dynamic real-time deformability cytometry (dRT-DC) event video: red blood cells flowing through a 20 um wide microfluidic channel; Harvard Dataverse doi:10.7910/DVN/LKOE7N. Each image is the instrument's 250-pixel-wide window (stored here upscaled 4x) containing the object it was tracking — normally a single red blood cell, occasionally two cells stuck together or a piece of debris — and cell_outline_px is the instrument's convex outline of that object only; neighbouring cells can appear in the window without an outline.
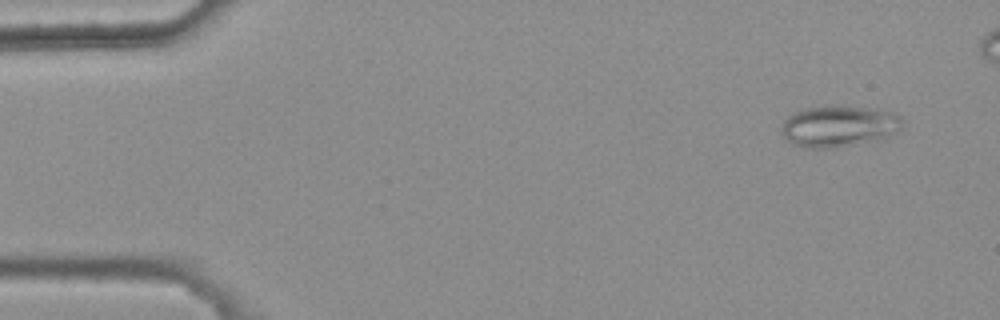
{"species": "common noctule bat (a hibernating species)", "species_latin": "Nyctalus noctula", "temperature_condition": "warm", "stored_images_in_passage": 4, "camera_frame_rate_fps": 3000, "um_per_image_px": 0.085, "animal": {"sex": "female", "body_mass_g": 25.1}, "frame": {"image": 1, "passage_image": 1, "time_ms": 0.0, "image_size_px": [1000, 320], "cell_outline_px": [[904, 120], [900, 132], [880, 140], [832, 148], [808, 148], [792, 144], [784, 140], [780, 132], [780, 128], [784, 120], [792, 112], [804, 108], [868, 108], [892, 112], [900, 116]], "centroid_in_image_um": [71.3, 10.78], "position_along_channel_um": 13.7, "area_um2": 29.07}}